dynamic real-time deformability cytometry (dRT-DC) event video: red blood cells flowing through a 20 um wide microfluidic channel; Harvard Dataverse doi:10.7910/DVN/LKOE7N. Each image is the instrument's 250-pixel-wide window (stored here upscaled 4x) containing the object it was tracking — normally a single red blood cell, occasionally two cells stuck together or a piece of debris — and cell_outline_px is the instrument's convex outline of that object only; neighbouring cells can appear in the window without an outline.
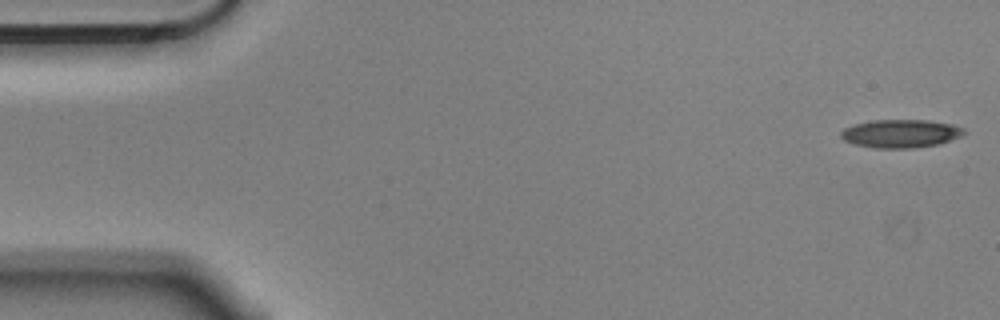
{"species": "Egyptian fruit bat (a non-hibernating species)", "species_latin": "Rousettus aegyptiacus", "temperature_condition": "cold", "stored_images_in_passage": 4, "camera_frame_rate_fps": 3000, "um_per_image_px": 0.085, "animal": {"sex": "male"}, "frame": {"image": 1, "passage_image": 1, "time_ms": 0.0, "image_size_px": [1000, 320], "cell_outline_px": [[968, 132], [960, 136], [940, 144], [912, 148], [872, 148], [852, 144], [844, 140], [840, 136], [840, 132], [844, 128], [856, 124], [872, 120], [928, 120], [952, 124], [964, 128]], "centroid_in_image_um": [76.56, 11.36], "position_along_channel_um": 8.4, "area_um2": 20.4}}
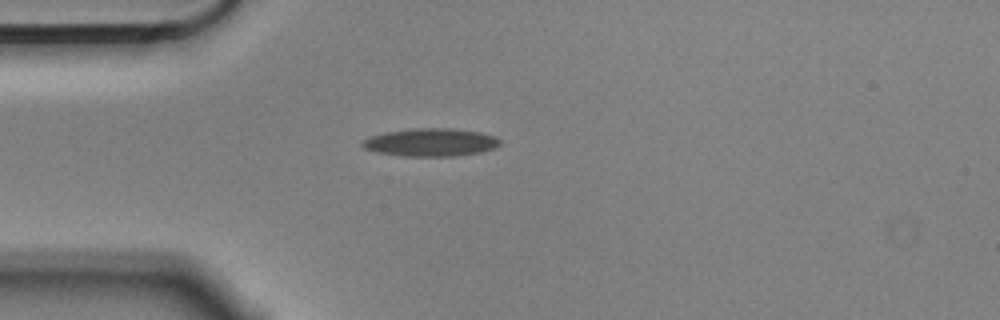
{"frame": {"image": 2, "passage_image": 4, "time_ms": 1.0, "image_size_px": [1000, 320], "cell_outline_px": [[500, 144], [496, 148], [480, 152], [456, 156], [400, 156], [376, 152], [364, 148], [360, 144], [360, 140], [372, 136], [388, 132], [416, 128], [452, 128], [480, 132], [496, 136], [500, 140]], "centroid_in_image_um": [36.62, 12.1], "position_along_channel_um": 48.4, "area_um2": 22.48}}